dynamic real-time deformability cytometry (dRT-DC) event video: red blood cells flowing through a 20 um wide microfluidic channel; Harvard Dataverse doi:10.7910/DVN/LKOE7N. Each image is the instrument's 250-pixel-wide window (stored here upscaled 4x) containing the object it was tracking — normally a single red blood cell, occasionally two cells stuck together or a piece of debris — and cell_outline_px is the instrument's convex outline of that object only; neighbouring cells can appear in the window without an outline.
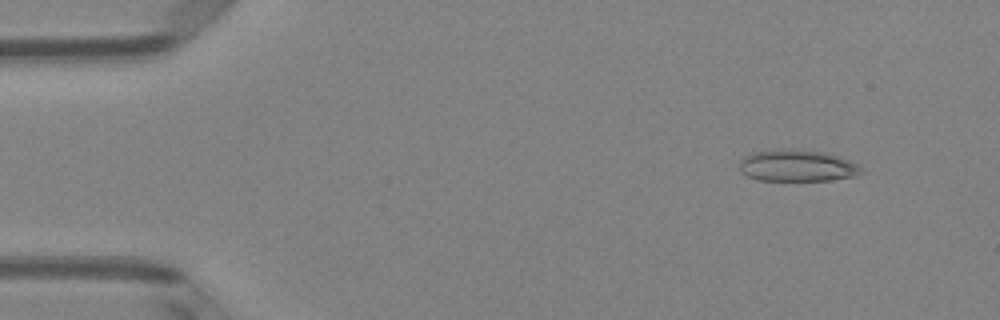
{"species": "Egyptian fruit bat (a non-hibernating species)", "species_latin": "Rousettus aegyptiacus", "temperature_condition": "room temperature", "stored_images_in_passage": 6, "camera_frame_rate_fps": 3000, "um_per_image_px": 0.085, "animal": {"sex": "female"}, "frame": {"image": 1, "passage_image": 2, "time_ms": 0.333, "image_size_px": [1000, 320], "cell_outline_px": [[864, 172], [856, 176], [832, 180], [760, 180], [748, 176], [740, 172], [740, 160], [744, 156], [752, 152], [776, 148], [828, 152], [848, 160], [864, 168]], "centroid_in_image_um": [67.77, 14.07], "position_along_channel_um": 17.2, "area_um2": 22.72}}
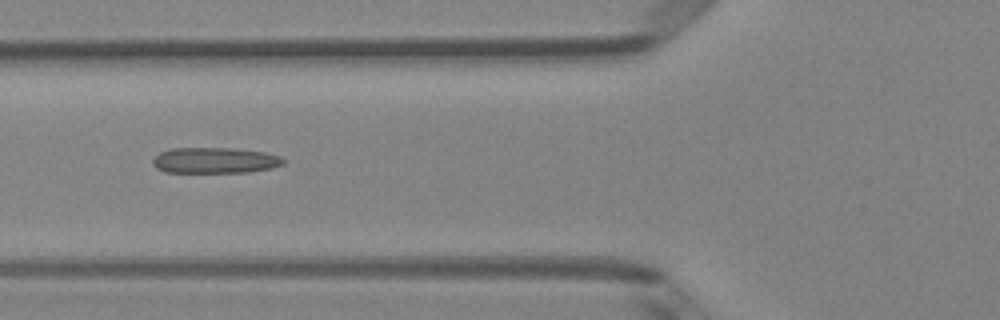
{"frame": {"image": 2, "passage_image": 6, "time_ms": 1.667, "image_size_px": [1000, 320], "cell_outline_px": [[288, 160], [284, 164], [272, 168], [248, 172], [164, 172], [156, 168], [152, 164], [152, 160], [160, 152], [168, 148], [232, 148], [264, 152], [280, 156]], "centroid_in_image_um": [18.28, 13.63], "position_along_channel_um": 107.5, "area_um2": 19.83}}